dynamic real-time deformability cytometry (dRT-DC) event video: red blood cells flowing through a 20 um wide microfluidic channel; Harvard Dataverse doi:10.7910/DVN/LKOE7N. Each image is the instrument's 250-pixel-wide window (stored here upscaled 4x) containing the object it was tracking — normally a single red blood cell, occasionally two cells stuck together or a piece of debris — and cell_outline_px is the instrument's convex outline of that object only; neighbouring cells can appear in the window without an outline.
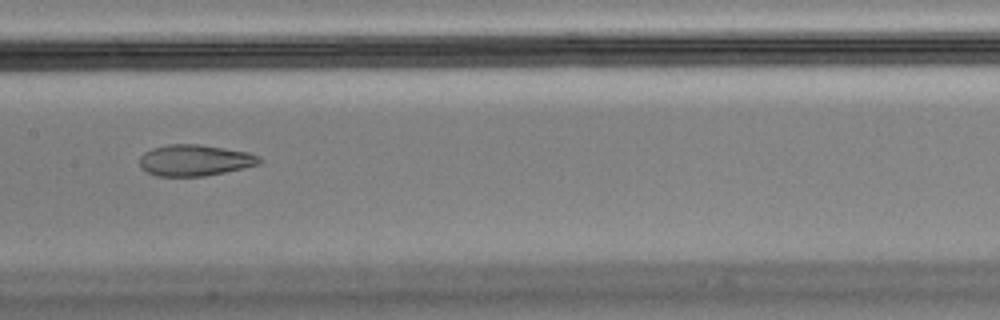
{"species": "Egyptian fruit bat (a non-hibernating species)", "species_latin": "Rousettus aegyptiacus", "temperature_condition": "cold", "stored_images_in_passage": 46, "camera_frame_rate_fps": 3000, "um_per_image_px": 0.085, "animal": {"sex": "male"}, "frame": {"image": 1, "passage_image": 20, "time_ms": 6.333, "image_size_px": [1000, 320], "cell_outline_px": [[264, 160], [260, 164], [224, 172], [204, 176], [156, 176], [148, 172], [140, 164], [140, 156], [144, 152], [152, 148], [168, 144], [200, 144], [248, 152], [260, 156]], "centroid_in_image_um": [16.59, 13.61], "position_along_channel_um": 190.8, "area_um2": 21.79}}